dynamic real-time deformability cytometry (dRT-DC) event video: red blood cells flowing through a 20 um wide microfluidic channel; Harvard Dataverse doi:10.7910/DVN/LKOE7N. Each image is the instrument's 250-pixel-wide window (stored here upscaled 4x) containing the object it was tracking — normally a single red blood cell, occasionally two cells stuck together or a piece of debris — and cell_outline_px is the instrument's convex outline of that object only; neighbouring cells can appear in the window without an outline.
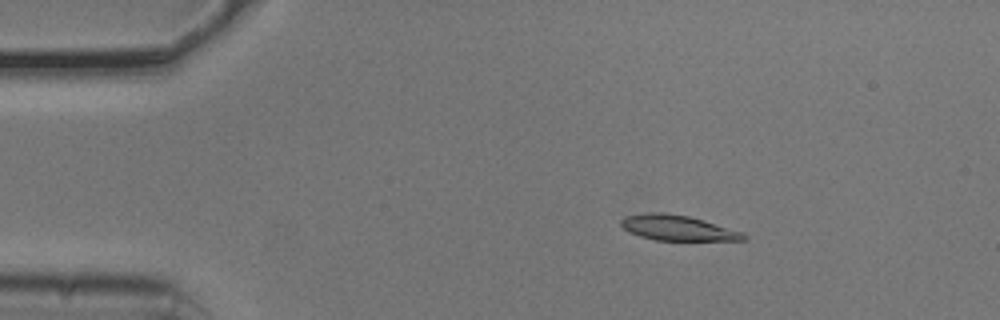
{"species": "common noctule bat (a hibernating species)", "species_latin": "Nyctalus noctula", "temperature_condition": "cold", "stored_images_in_passage": 23, "camera_frame_rate_fps": 3000, "um_per_image_px": 0.085, "animal": {"sex": "male", "body_mass_g": 20.5, "forearm_length_mm": 52.5}, "frame": {"image": 1, "passage_image": 1, "time_ms": 0.0, "image_size_px": [1000, 320], "cell_outline_px": [[748, 240], [656, 240], [640, 236], [628, 232], [620, 224], [620, 220], [624, 216], [648, 212], [660, 212], [688, 216], [704, 220], [744, 232], [748, 236]], "centroid_in_image_um": [57.61, 19.37], "position_along_channel_um": 27.4, "area_um2": 18.15}}
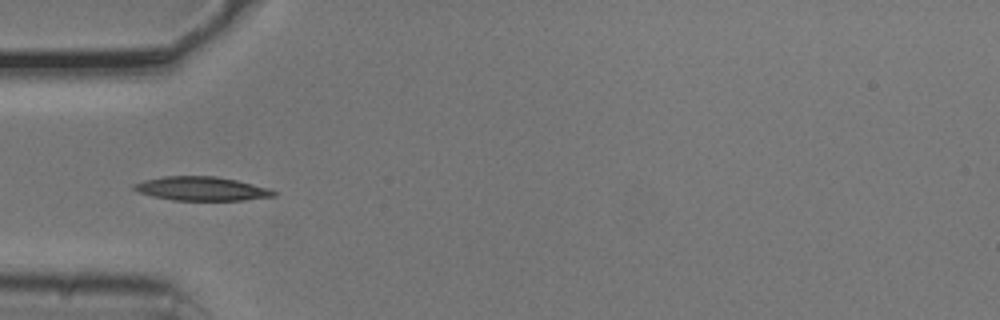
{"frame": {"image": 2, "passage_image": 9, "time_ms": 2.667, "image_size_px": [1000, 320], "cell_outline_px": [[276, 196], [244, 200], [172, 200], [152, 196], [140, 192], [132, 188], [132, 184], [144, 180], [164, 176], [216, 176], [236, 180], [268, 188], [276, 192]], "centroid_in_image_um": [17.11, 16.03], "position_along_channel_um": 67.9, "area_um2": 19.36}}
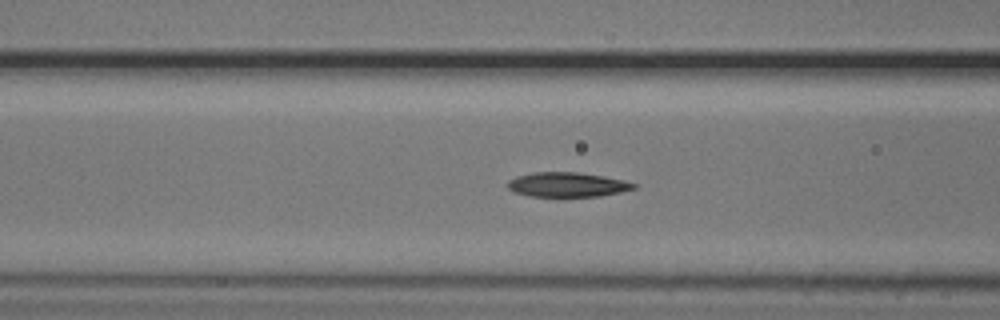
{"frame": {"image": 3, "passage_image": 13, "time_ms": 4.0, "image_size_px": [1000, 320], "cell_outline_px": [[636, 188], [620, 192], [600, 196], [528, 196], [516, 192], [508, 188], [508, 180], [516, 176], [532, 172], [576, 172], [604, 176], [624, 180], [636, 184]], "centroid_in_image_um": [48.21, 15.68], "position_along_channel_um": 118.4, "area_um2": 17.98}}